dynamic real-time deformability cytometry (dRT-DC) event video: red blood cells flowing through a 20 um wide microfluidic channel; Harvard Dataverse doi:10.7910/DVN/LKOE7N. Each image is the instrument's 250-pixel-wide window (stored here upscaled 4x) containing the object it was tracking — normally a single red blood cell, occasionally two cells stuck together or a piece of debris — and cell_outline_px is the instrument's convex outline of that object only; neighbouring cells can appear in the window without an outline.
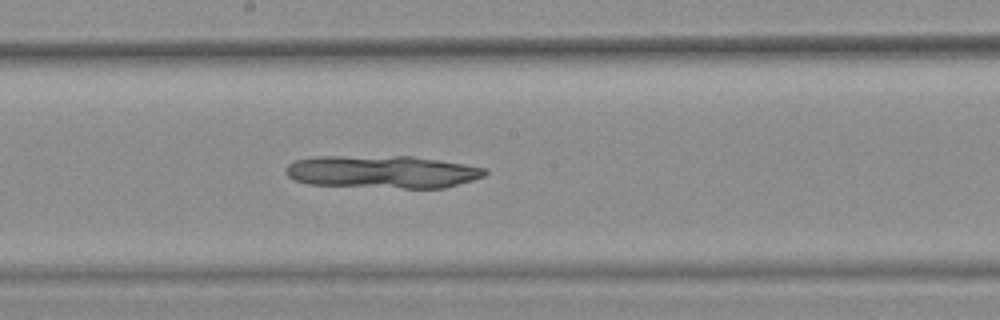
{"species": "common noctule bat (a hibernating species)", "species_latin": "Nyctalus noctula", "temperature_condition": "warm", "stored_images_in_passage": 6, "segment_of_instrument_passage": [2, 2], "camera_frame_rate_fps": 3000, "um_per_image_px": 0.085, "animal": {"sex": "female", "body_mass_g": 25.1}, "frame": {"image": 1, "passage_image": 6, "time_ms": 1.667, "image_size_px": [1000, 320], "cell_outline_px": [[488, 172], [484, 176], [472, 180], [444, 188], [404, 188], [308, 184], [292, 180], [288, 176], [288, 164], [296, 160], [316, 156], [412, 156], [464, 164], [488, 168]], "centroid_in_image_um": [32.52, 14.6], "position_along_channel_um": 215.7, "area_um2": 37.92}}